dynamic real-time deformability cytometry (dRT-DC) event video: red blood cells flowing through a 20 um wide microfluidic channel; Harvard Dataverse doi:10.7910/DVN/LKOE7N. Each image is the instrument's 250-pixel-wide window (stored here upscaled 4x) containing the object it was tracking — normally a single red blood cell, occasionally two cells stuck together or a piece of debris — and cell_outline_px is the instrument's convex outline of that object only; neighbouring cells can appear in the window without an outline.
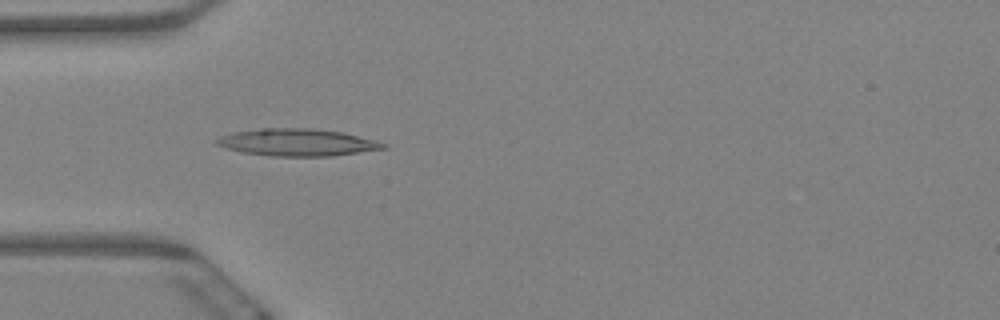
{"species": "Egyptian fruit bat (a non-hibernating species)", "species_latin": "Rousettus aegyptiacus", "temperature_condition": "warm", "stored_images_in_passage": 6, "camera_frame_rate_fps": 3000, "um_per_image_px": 0.085, "animal": {"sex": "female"}, "frame": {"image": 1, "passage_image": 5, "time_ms": 1.333, "image_size_px": [1000, 320], "cell_outline_px": [[388, 148], [332, 156], [272, 156], [240, 152], [224, 148], [216, 144], [212, 140], [220, 136], [232, 132], [260, 128], [312, 128], [344, 132], [376, 140], [388, 144]], "centroid_in_image_um": [25.25, 12.1], "position_along_channel_um": 59.8, "area_um2": 26.82}}